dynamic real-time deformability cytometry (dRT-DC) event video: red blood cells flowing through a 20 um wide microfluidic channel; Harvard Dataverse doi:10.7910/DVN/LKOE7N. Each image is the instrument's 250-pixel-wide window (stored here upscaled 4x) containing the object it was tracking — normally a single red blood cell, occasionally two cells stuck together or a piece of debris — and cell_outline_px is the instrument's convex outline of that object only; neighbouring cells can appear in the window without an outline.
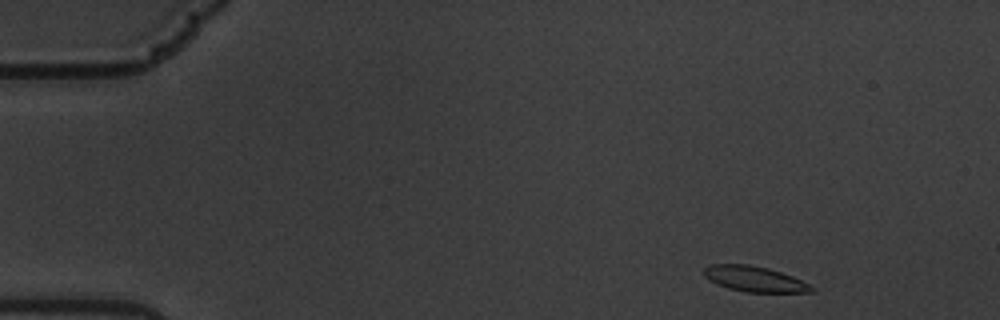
{"species": "common noctule bat (a hibernating species)", "species_latin": "Nyctalus noctula", "temperature_condition": "warm", "stored_images_in_passage": 54, "camera_frame_rate_fps": 3000, "um_per_image_px": 0.085, "animal": {"sex": "male", "body_mass_g": 19.5, "forearm_length_mm": 54.6}, "frame": {"image": 1, "passage_image": 1, "time_ms": 0.0, "image_size_px": [1000, 320], "cell_outline_px": [[816, 292], [744, 292], [728, 288], [716, 284], [704, 276], [704, 268], [708, 264], [748, 264], [768, 268], [792, 276], [816, 288]], "centroid_in_image_um": [64.12, 23.71], "position_along_channel_um": 20.9, "area_um2": 16.01}}
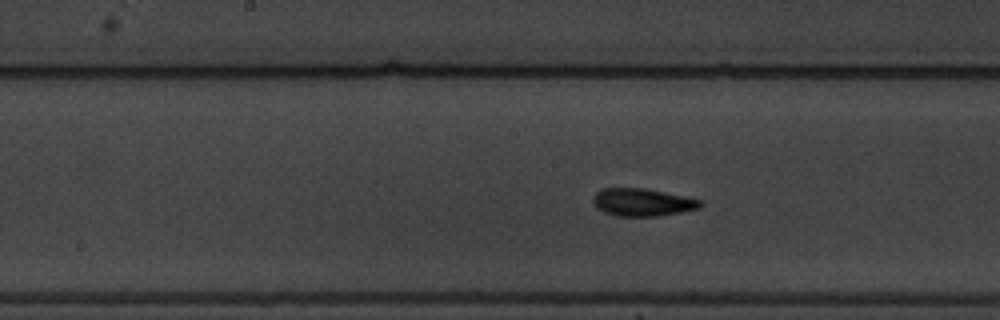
{"frame": {"image": 2, "passage_image": 25, "time_ms": 8.0, "image_size_px": [1000, 320], "cell_outline_px": [[704, 204], [700, 208], [680, 212], [656, 216], [616, 216], [604, 212], [596, 208], [592, 200], [596, 192], [604, 188], [644, 188], [704, 200]], "centroid_in_image_um": [54.62, 17.19], "position_along_channel_um": 193.6, "area_um2": 17.34}}
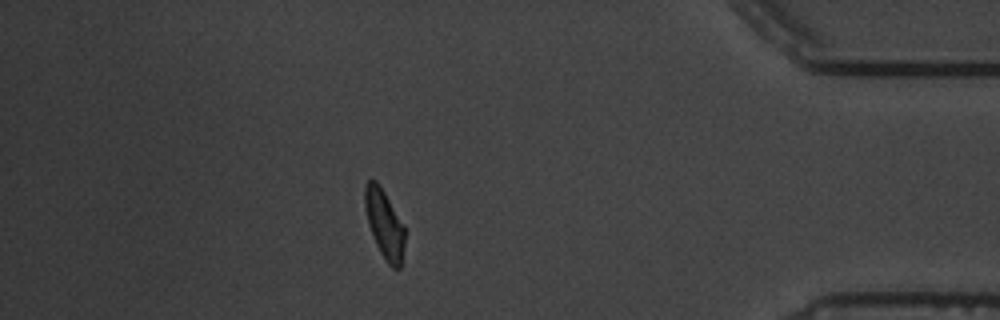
{"frame": {"image": 3, "passage_image": 47, "time_ms": 15.333, "image_size_px": [1000, 320], "cell_outline_px": [[404, 244], [400, 268], [392, 268], [388, 264], [380, 252], [372, 236], [368, 224], [364, 204], [364, 184], [368, 180], [376, 180], [380, 184], [404, 224]], "centroid_in_image_um": [32.66, 19.0], "position_along_channel_um": 402.5, "area_um2": 16.13}, "authors_computed_cell_mechanics": {"area_um2": 16.5886, "velocity_mm_per_s": 3.3644, "shape_relaxation_time_tau1_ms": 3.429, "shape_relaxation_time_tau2_ms": 2.3859, "deformation_change_tau1": 0.1216, "deformation_change_tau2": 0.0897}}